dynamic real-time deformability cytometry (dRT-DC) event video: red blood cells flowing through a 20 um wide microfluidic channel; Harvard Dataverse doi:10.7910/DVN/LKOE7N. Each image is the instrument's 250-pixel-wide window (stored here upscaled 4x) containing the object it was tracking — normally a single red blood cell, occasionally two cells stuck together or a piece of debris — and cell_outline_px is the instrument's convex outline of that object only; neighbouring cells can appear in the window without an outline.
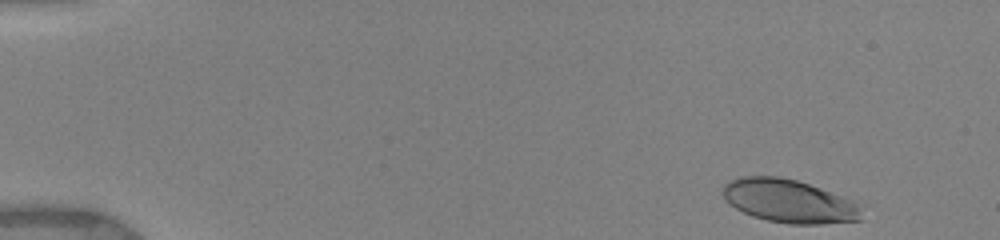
{"species": "human", "species_latin": "Homo sapiens", "temperature_condition": "warm", "stored_images_in_passage": 27, "camera_frame_rate_fps": 3000, "um_per_image_px": 0.085, "donor": {"sex": "female"}, "frame": {"image": 1, "passage_image": 1, "time_ms": 0.0, "image_size_px": [1000, 240], "cell_outline_px": [[864, 220], [820, 224], [788, 224], [768, 220], [752, 216], [728, 204], [724, 200], [724, 184], [740, 176], [780, 176], [796, 180], [820, 188], [852, 200], [856, 204]], "centroid_in_image_um": [67.04, 17.1], "position_along_channel_um": 18.0, "area_um2": 34.8}}
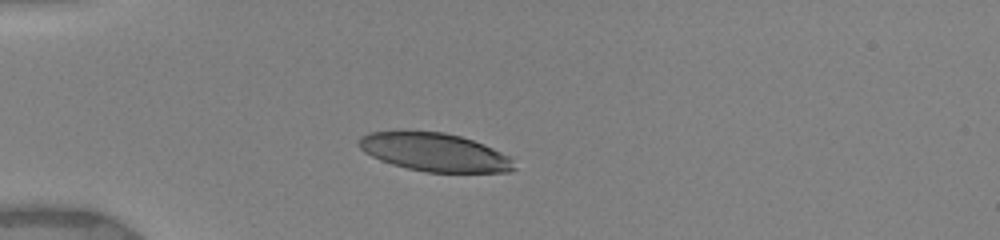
{"frame": {"image": 2, "passage_image": 12, "time_ms": 3.333, "image_size_px": [1000, 240], "cell_outline_px": [[516, 168], [508, 172], [424, 172], [392, 164], [380, 160], [364, 152], [356, 144], [360, 136], [368, 132], [444, 132], [460, 136], [484, 144], [512, 156]], "centroid_in_image_um": [36.97, 12.95], "position_along_channel_um": 48.0, "area_um2": 34.62}}
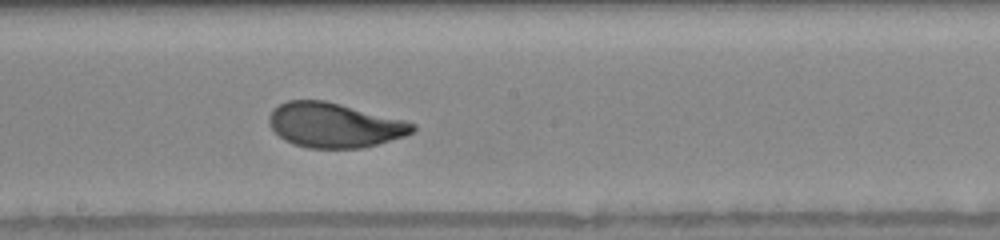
{"frame": {"image": 3, "passage_image": 27, "time_ms": 8.333, "image_size_px": [1000, 240], "cell_outline_px": [[416, 128], [408, 136], [380, 144], [360, 148], [308, 148], [292, 144], [284, 140], [272, 128], [268, 120], [268, 116], [272, 108], [288, 100], [324, 100], [404, 120], [416, 124]], "centroid_in_image_um": [28.43, 10.65], "position_along_channel_um": 219.8, "area_um2": 37.51}}